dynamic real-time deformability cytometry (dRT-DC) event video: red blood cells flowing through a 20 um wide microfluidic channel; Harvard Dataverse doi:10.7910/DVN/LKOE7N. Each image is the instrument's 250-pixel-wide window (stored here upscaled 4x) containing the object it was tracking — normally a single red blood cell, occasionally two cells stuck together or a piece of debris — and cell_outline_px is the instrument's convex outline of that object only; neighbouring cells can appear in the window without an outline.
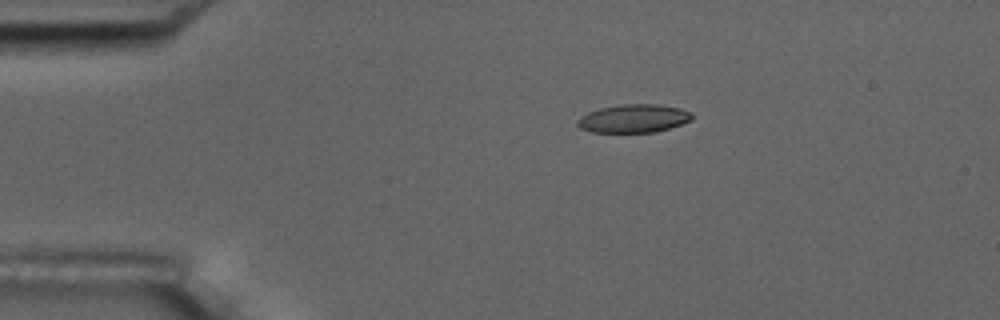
{"species": "common noctule bat (a hibernating species)", "species_latin": "Nyctalus noctula", "temperature_condition": "room temperature", "stored_images_in_passage": 6, "camera_frame_rate_fps": 3000, "um_per_image_px": 0.085, "animal": {"sex": "male", "body_mass_g": 17.5, "forearm_length_mm": 52.3}, "frame": {"image": 1, "passage_image": 3, "time_ms": 3.0, "image_size_px": [1000, 320], "cell_outline_px": [[692, 120], [656, 132], [592, 132], [580, 128], [576, 124], [576, 120], [580, 116], [588, 112], [600, 108], [620, 104], [656, 104], [680, 108], [692, 112]], "centroid_in_image_um": [53.83, 10.06], "position_along_channel_um": 31.2, "area_um2": 18.9}}
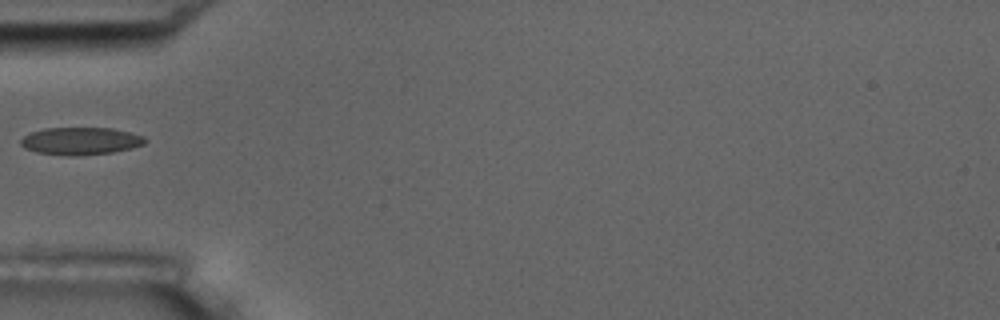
{"frame": {"image": 2, "passage_image": 5, "time_ms": 5.667, "image_size_px": [1000, 320], "cell_outline_px": [[148, 140], [144, 144], [132, 148], [112, 152], [76, 156], [68, 156], [36, 152], [24, 148], [20, 144], [20, 140], [24, 136], [32, 132], [44, 128], [112, 128], [144, 136]], "centroid_in_image_um": [6.85, 11.99], "position_along_channel_um": 78.2, "area_um2": 19.94}}